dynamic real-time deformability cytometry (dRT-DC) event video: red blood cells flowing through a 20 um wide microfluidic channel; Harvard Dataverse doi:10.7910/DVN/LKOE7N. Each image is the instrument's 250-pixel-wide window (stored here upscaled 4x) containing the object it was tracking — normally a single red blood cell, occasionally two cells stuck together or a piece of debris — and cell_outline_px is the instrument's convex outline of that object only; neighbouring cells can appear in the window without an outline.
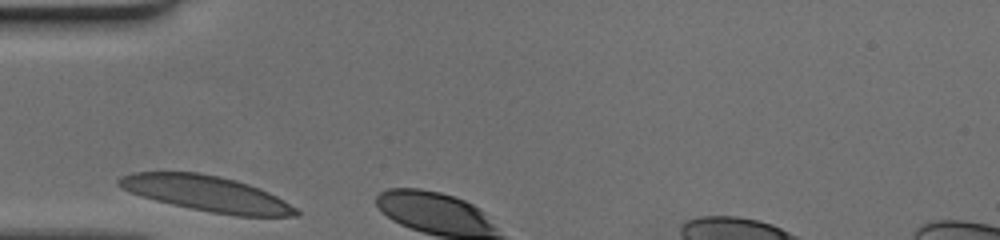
{"species": "human", "species_latin": "Homo sapiens", "temperature_condition": "cold", "stored_images_in_passage": 2, "camera_frame_rate_fps": 3000, "um_per_image_px": 0.085, "donor": {"sex": "female"}, "frame": {"image": 1, "passage_image": 1, "time_ms": 0.0, "image_size_px": [1000, 240], "cell_outline_px": [[300, 216], [236, 216], [212, 212], [172, 204], [140, 196], [120, 188], [116, 184], [116, 180], [120, 176], [132, 172], [200, 172], [220, 176], [236, 180], [260, 188], [284, 200], [296, 208], [300, 212]], "centroid_in_image_um": [17.54, 16.44], "position_along_channel_um": 67.5, "area_um2": 36.7}}